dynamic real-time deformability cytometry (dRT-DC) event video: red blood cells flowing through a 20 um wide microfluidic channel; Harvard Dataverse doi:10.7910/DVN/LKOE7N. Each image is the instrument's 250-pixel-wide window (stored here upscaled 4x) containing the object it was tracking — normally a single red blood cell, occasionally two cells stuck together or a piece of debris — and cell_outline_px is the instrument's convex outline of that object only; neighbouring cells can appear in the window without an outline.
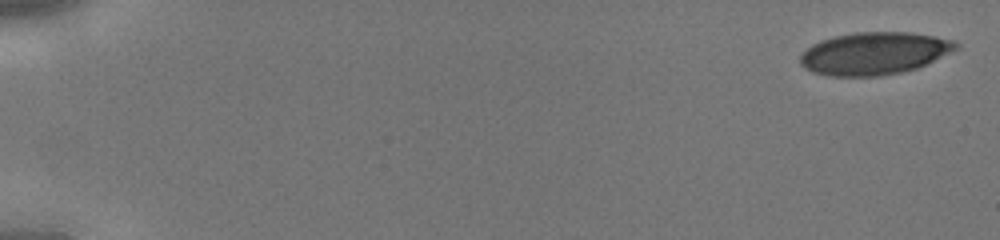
{"species": "human", "species_latin": "Homo sapiens", "temperature_condition": "cold", "stored_images_in_passage": 44, "camera_frame_rate_fps": 3000, "um_per_image_px": 0.085, "donor": {"sex": "male"}, "frame": {"image": 1, "passage_image": 1, "time_ms": 0.0, "image_size_px": [1000, 240], "cell_outline_px": [[960, 48], [916, 68], [900, 72], [880, 76], [828, 76], [812, 72], [804, 68], [800, 64], [800, 56], [812, 44], [820, 40], [836, 36], [856, 32], [908, 32], [936, 36], [956, 40], [960, 44]], "centroid_in_image_um": [74.33, 4.53], "position_along_channel_um": 10.7, "area_um2": 38.61}}
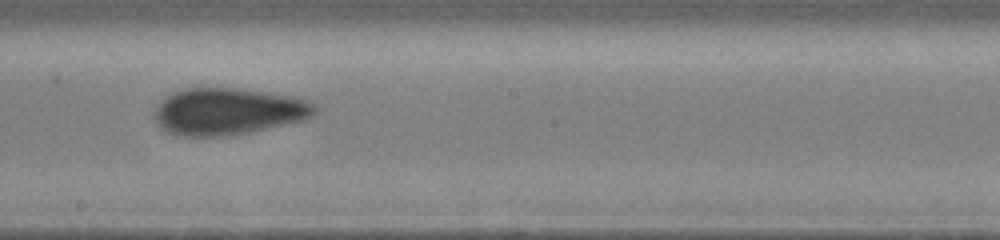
{"frame": {"image": 2, "passage_image": 26, "time_ms": 8.333, "image_size_px": [1000, 240], "cell_outline_px": [[316, 112], [312, 116], [304, 120], [248, 132], [220, 136], [176, 136], [164, 132], [156, 124], [152, 116], [152, 112], [156, 104], [160, 100], [172, 92], [184, 88], [240, 88], [296, 96], [316, 100]], "centroid_in_image_um": [19.36, 9.46], "position_along_channel_um": 228.8, "area_um2": 44.74}}
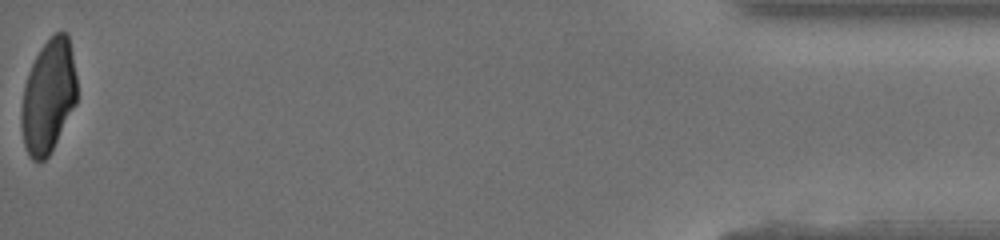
{"frame": {"image": 3, "passage_image": 44, "time_ms": 14.333, "image_size_px": [1000, 240], "cell_outline_px": [[76, 104], [48, 156], [44, 160], [32, 160], [28, 156], [24, 144], [20, 128], [20, 112], [24, 88], [28, 72], [40, 48], [56, 32], [64, 32], [68, 36], [76, 76]], "centroid_in_image_um": [4.08, 8.22], "position_along_channel_um": 431.1, "area_um2": 36.47}}